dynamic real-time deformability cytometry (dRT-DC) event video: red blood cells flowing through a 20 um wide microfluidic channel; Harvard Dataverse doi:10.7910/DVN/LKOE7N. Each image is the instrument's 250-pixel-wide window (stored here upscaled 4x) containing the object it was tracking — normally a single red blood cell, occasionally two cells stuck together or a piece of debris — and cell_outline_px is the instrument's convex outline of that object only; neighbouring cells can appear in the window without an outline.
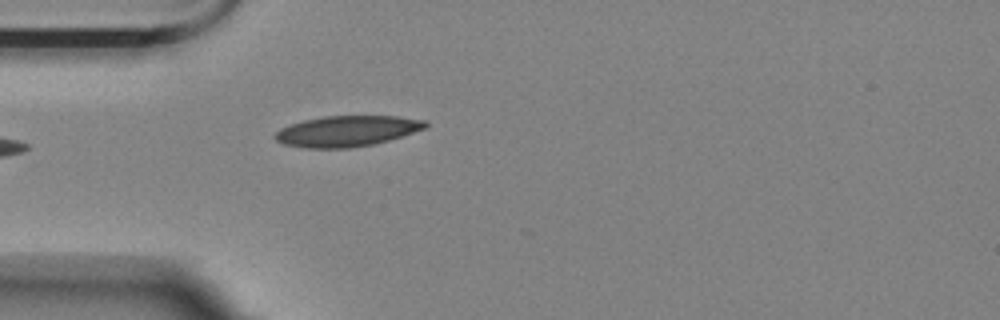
{"species": "Egyptian fruit bat (a non-hibernating species)", "species_latin": "Rousettus aegyptiacus", "temperature_condition": "room temperature", "stored_images_in_passage": 26, "camera_frame_rate_fps": 3000, "um_per_image_px": 0.085, "animal": {"sex": "female"}, "frame": {"image": 1, "passage_image": 1, "time_ms": 0.0, "image_size_px": [1000, 320], "cell_outline_px": [[428, 128], [388, 140], [372, 144], [348, 148], [308, 148], [284, 144], [276, 140], [272, 136], [280, 128], [304, 120], [324, 116], [396, 116], [428, 120]], "centroid_in_image_um": [29.52, 11.13], "position_along_channel_um": 55.5, "area_um2": 26.93}}
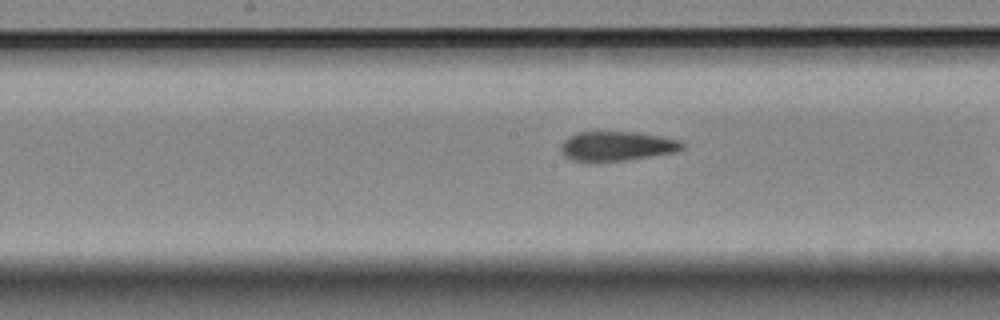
{"frame": {"image": 2, "passage_image": 10, "time_ms": 3.0, "image_size_px": [1000, 320], "cell_outline_px": [[684, 148], [676, 152], [628, 160], [572, 160], [564, 156], [560, 152], [560, 144], [568, 136], [576, 132], [636, 132], [660, 136], [680, 140], [684, 144]], "centroid_in_image_um": [52.43, 12.4], "position_along_channel_um": 195.8, "area_um2": 20.75}}
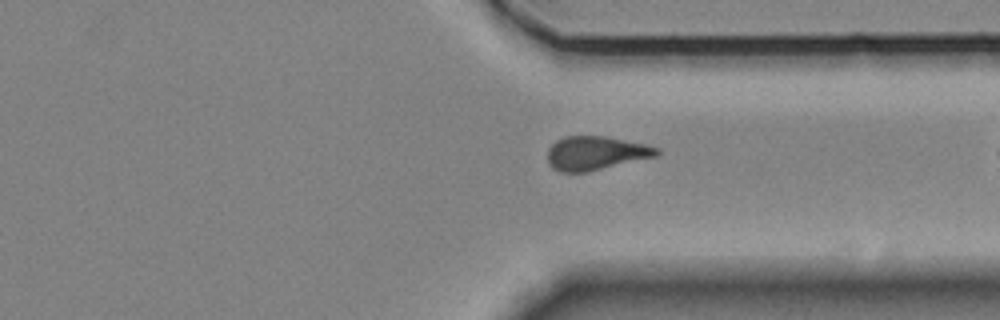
{"frame": {"image": 3, "passage_image": 24, "time_ms": 7.667, "image_size_px": [1000, 320], "cell_outline_px": [[660, 152], [656, 156], [588, 172], [560, 172], [552, 168], [548, 164], [548, 148], [556, 140], [564, 136], [604, 136], [648, 144], [660, 148]], "centroid_in_image_um": [50.64, 13.01], "position_along_channel_um": 360.8, "area_um2": 21.68}}